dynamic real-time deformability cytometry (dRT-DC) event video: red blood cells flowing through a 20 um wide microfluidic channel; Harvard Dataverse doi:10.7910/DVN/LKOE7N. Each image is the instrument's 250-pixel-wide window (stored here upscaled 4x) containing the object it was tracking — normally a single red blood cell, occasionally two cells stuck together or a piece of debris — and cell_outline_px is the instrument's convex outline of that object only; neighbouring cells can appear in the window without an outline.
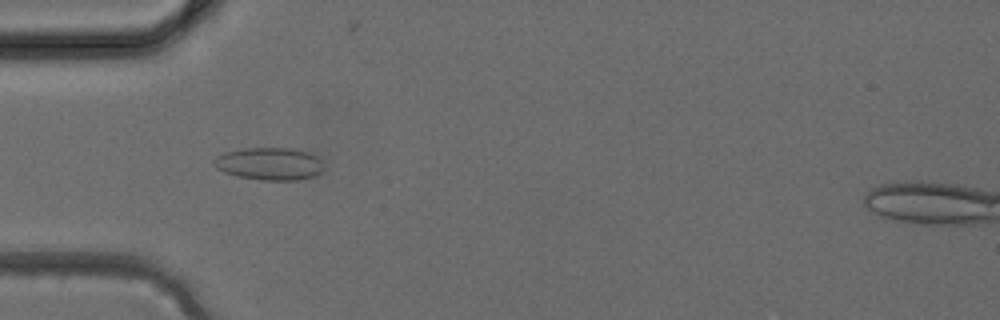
{"species": "common noctule bat (a hibernating species)", "species_latin": "Nyctalus noctula", "temperature_condition": "cold", "stored_images_in_passage": 28, "camera_frame_rate_fps": 3000, "um_per_image_px": 0.085, "animal": {"sex": "female", "body_mass_g": 24.6, "forearm_length_mm": 56.2}, "frame": {"image": 1, "passage_image": 3, "time_ms": 0.667, "image_size_px": [1000, 320], "cell_outline_px": [[324, 168], [320, 172], [312, 176], [296, 180], [260, 180], [240, 176], [224, 172], [216, 168], [212, 164], [212, 160], [216, 156], [224, 152], [244, 148], [292, 148], [312, 152], [320, 160]], "centroid_in_image_um": [22.88, 13.9], "position_along_channel_um": 62.1, "area_um2": 20.92}}
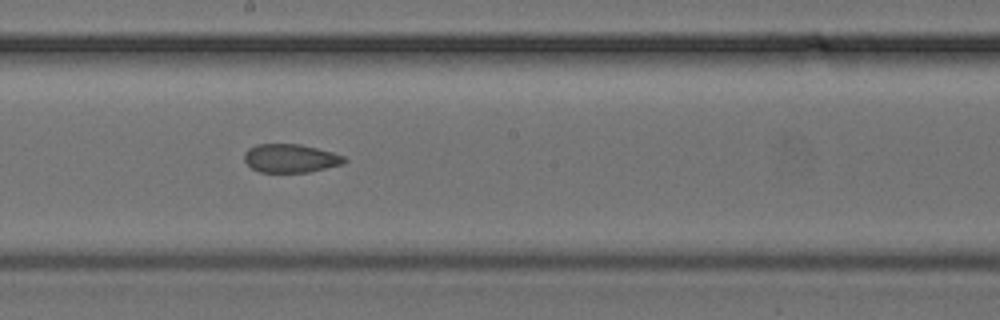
{"frame": {"image": 2, "passage_image": 12, "time_ms": 3.667, "image_size_px": [1000, 320], "cell_outline_px": [[348, 160], [344, 164], [308, 172], [260, 172], [252, 168], [244, 160], [244, 152], [248, 148], [256, 144], [300, 144], [332, 152], [344, 156]], "centroid_in_image_um": [24.69, 13.45], "position_along_channel_um": 223.5, "area_um2": 16.65}}
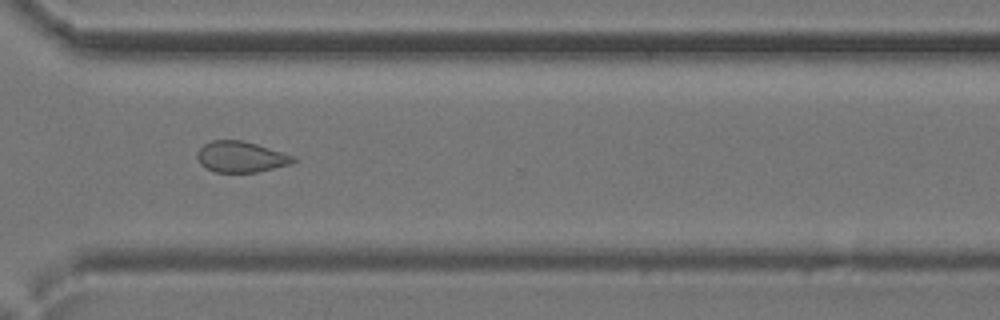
{"frame": {"image": 3, "passage_image": 19, "time_ms": 6.0, "image_size_px": [1000, 320], "cell_outline_px": [[296, 160], [292, 164], [256, 172], [216, 172], [204, 168], [200, 164], [196, 156], [200, 148], [204, 144], [212, 140], [240, 140], [256, 144], [296, 156]], "centroid_in_image_um": [20.48, 13.34], "position_along_channel_um": 350.1, "area_um2": 17.34}}